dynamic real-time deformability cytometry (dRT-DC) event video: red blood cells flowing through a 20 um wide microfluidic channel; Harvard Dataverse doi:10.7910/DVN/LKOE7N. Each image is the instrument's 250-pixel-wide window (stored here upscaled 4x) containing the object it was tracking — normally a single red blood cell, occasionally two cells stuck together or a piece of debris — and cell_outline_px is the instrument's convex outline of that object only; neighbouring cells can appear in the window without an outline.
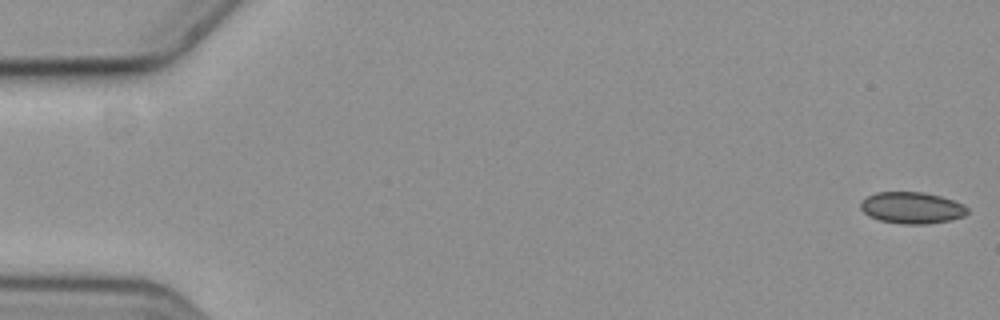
{"species": "common noctule bat (a hibernating species)", "species_latin": "Nyctalus noctula", "temperature_condition": "cold", "stored_images_in_passage": 58, "camera_frame_rate_fps": 3000, "um_per_image_px": 0.085, "animal": {"sex": "female", "body_mass_g": 19.3, "forearm_length_mm": 54.1}, "frame": {"image": 1, "passage_image": 1, "time_ms": 0.0, "image_size_px": [1000, 320], "cell_outline_px": [[968, 212], [964, 216], [948, 220], [924, 224], [904, 224], [880, 220], [868, 216], [860, 208], [860, 204], [868, 196], [876, 192], [924, 192], [940, 196], [964, 204], [968, 208]], "centroid_in_image_um": [77.51, 17.66], "position_along_channel_um": 7.5, "area_um2": 19.48}}
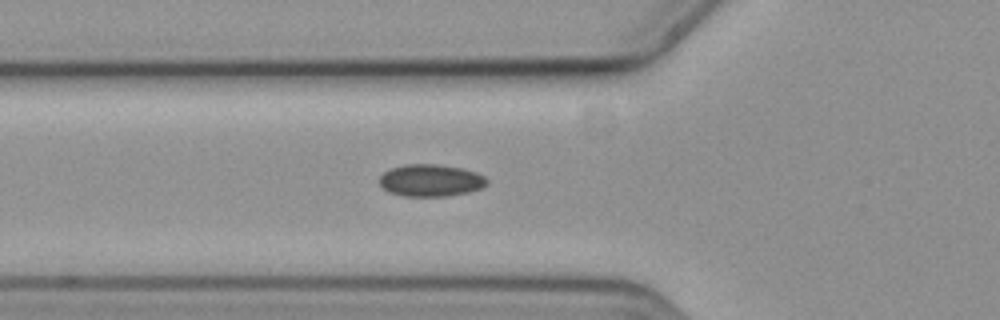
{"frame": {"image": 2, "passage_image": 21, "time_ms": 6.667, "image_size_px": [1000, 320], "cell_outline_px": [[488, 184], [480, 188], [468, 192], [444, 196], [404, 196], [388, 192], [380, 184], [380, 176], [384, 172], [392, 168], [404, 164], [436, 164], [464, 168], [476, 172], [484, 176], [488, 180]], "centroid_in_image_um": [36.62, 15.32], "position_along_channel_um": 89.2, "area_um2": 20.11}}
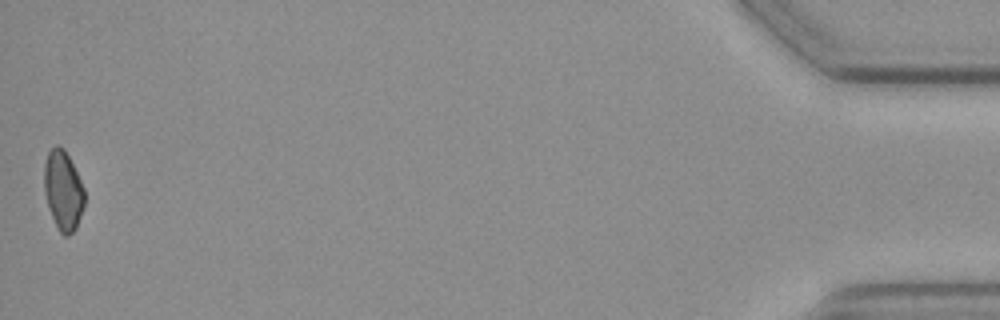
{"frame": {"image": 3, "passage_image": 58, "time_ms": 19.0, "image_size_px": [1000, 320], "cell_outline_px": [[84, 204], [76, 228], [68, 236], [64, 236], [60, 232], [52, 216], [44, 192], [44, 164], [48, 152], [56, 144], [64, 148], [84, 188]], "centroid_in_image_um": [5.36, 16.17], "position_along_channel_um": 429.8, "area_um2": 18.38}}